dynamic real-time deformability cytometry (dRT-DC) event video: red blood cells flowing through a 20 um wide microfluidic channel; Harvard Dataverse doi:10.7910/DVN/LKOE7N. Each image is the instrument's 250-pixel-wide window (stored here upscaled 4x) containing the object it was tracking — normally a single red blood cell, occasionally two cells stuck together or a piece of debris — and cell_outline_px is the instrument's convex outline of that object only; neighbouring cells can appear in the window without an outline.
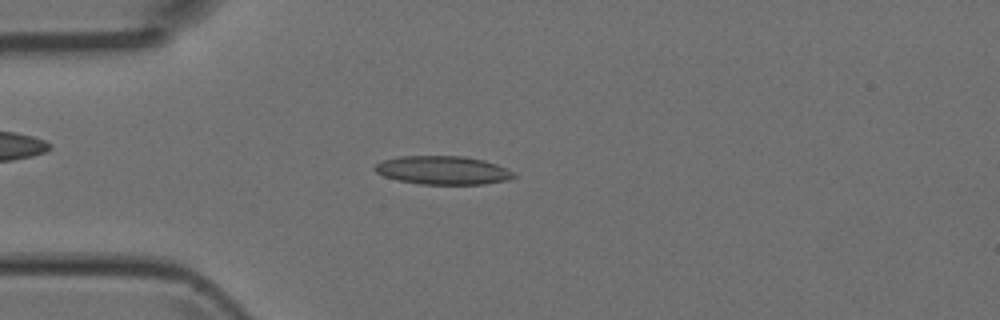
{"species": "Egyptian fruit bat (a non-hibernating species)", "species_latin": "Rousettus aegyptiacus", "temperature_condition": "room temperature", "stored_images_in_passage": 3, "camera_frame_rate_fps": 3000, "um_per_image_px": 0.085, "animal": {"sex": "female"}, "frame": {"image": 1, "passage_image": 3, "time_ms": 3.0, "image_size_px": [1000, 320], "cell_outline_px": [[516, 176], [508, 180], [484, 184], [420, 184], [400, 180], [384, 176], [376, 172], [372, 168], [376, 164], [384, 160], [400, 156], [464, 156], [484, 160], [496, 164], [512, 172]], "centroid_in_image_um": [37.63, 14.47], "position_along_channel_um": 47.4, "area_um2": 22.89}}